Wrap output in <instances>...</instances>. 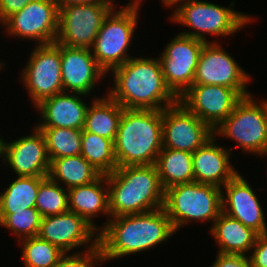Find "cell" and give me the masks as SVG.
I'll list each match as a JSON object with an SVG mask.
<instances>
[{
    "instance_id": "6da1fadb",
    "label": "cell",
    "mask_w": 267,
    "mask_h": 267,
    "mask_svg": "<svg viewBox=\"0 0 267 267\" xmlns=\"http://www.w3.org/2000/svg\"><path fill=\"white\" fill-rule=\"evenodd\" d=\"M176 234L164 208L107 219L100 227L99 245L105 261L142 253Z\"/></svg>"
},
{
    "instance_id": "7a4b0ae2",
    "label": "cell",
    "mask_w": 267,
    "mask_h": 267,
    "mask_svg": "<svg viewBox=\"0 0 267 267\" xmlns=\"http://www.w3.org/2000/svg\"><path fill=\"white\" fill-rule=\"evenodd\" d=\"M114 85L107 95L125 109L163 110L179 99L167 87L159 58H135L110 71Z\"/></svg>"
},
{
    "instance_id": "3957f363",
    "label": "cell",
    "mask_w": 267,
    "mask_h": 267,
    "mask_svg": "<svg viewBox=\"0 0 267 267\" xmlns=\"http://www.w3.org/2000/svg\"><path fill=\"white\" fill-rule=\"evenodd\" d=\"M106 180L110 218L164 207L165 190L155 164L117 167Z\"/></svg>"
},
{
    "instance_id": "277c9868",
    "label": "cell",
    "mask_w": 267,
    "mask_h": 267,
    "mask_svg": "<svg viewBox=\"0 0 267 267\" xmlns=\"http://www.w3.org/2000/svg\"><path fill=\"white\" fill-rule=\"evenodd\" d=\"M162 148V110L123 108L114 140L117 167L156 164Z\"/></svg>"
},
{
    "instance_id": "5b68a950",
    "label": "cell",
    "mask_w": 267,
    "mask_h": 267,
    "mask_svg": "<svg viewBox=\"0 0 267 267\" xmlns=\"http://www.w3.org/2000/svg\"><path fill=\"white\" fill-rule=\"evenodd\" d=\"M174 6L176 8L170 19L177 25L194 30L179 33L205 42H209L206 34L232 36L254 20L249 14L234 10V1H231L229 7L203 0H181Z\"/></svg>"
},
{
    "instance_id": "8992f818",
    "label": "cell",
    "mask_w": 267,
    "mask_h": 267,
    "mask_svg": "<svg viewBox=\"0 0 267 267\" xmlns=\"http://www.w3.org/2000/svg\"><path fill=\"white\" fill-rule=\"evenodd\" d=\"M163 208L175 232L193 221L214 223L222 212V190L195 181L178 184L165 190Z\"/></svg>"
},
{
    "instance_id": "52a82bcc",
    "label": "cell",
    "mask_w": 267,
    "mask_h": 267,
    "mask_svg": "<svg viewBox=\"0 0 267 267\" xmlns=\"http://www.w3.org/2000/svg\"><path fill=\"white\" fill-rule=\"evenodd\" d=\"M115 6L105 17L90 48L97 64L108 74L132 58L129 54L132 37L138 24L137 7Z\"/></svg>"
},
{
    "instance_id": "ba28073f",
    "label": "cell",
    "mask_w": 267,
    "mask_h": 267,
    "mask_svg": "<svg viewBox=\"0 0 267 267\" xmlns=\"http://www.w3.org/2000/svg\"><path fill=\"white\" fill-rule=\"evenodd\" d=\"M214 136L235 141L244 153L267 152V100L257 102L254 96L243 97L233 112L213 130Z\"/></svg>"
},
{
    "instance_id": "9c48e42d",
    "label": "cell",
    "mask_w": 267,
    "mask_h": 267,
    "mask_svg": "<svg viewBox=\"0 0 267 267\" xmlns=\"http://www.w3.org/2000/svg\"><path fill=\"white\" fill-rule=\"evenodd\" d=\"M114 2L69 5L59 9L55 42L71 48L90 49Z\"/></svg>"
},
{
    "instance_id": "30bf717a",
    "label": "cell",
    "mask_w": 267,
    "mask_h": 267,
    "mask_svg": "<svg viewBox=\"0 0 267 267\" xmlns=\"http://www.w3.org/2000/svg\"><path fill=\"white\" fill-rule=\"evenodd\" d=\"M61 44L34 46L23 68L21 82L26 87L33 107L63 91L61 77Z\"/></svg>"
},
{
    "instance_id": "8fae6325",
    "label": "cell",
    "mask_w": 267,
    "mask_h": 267,
    "mask_svg": "<svg viewBox=\"0 0 267 267\" xmlns=\"http://www.w3.org/2000/svg\"><path fill=\"white\" fill-rule=\"evenodd\" d=\"M206 42L176 35L158 57L165 83L179 99L192 85L201 50Z\"/></svg>"
},
{
    "instance_id": "7c38bea8",
    "label": "cell",
    "mask_w": 267,
    "mask_h": 267,
    "mask_svg": "<svg viewBox=\"0 0 267 267\" xmlns=\"http://www.w3.org/2000/svg\"><path fill=\"white\" fill-rule=\"evenodd\" d=\"M251 75L237 63L219 42H206L201 50L193 84L220 85L235 89L242 97L251 95Z\"/></svg>"
},
{
    "instance_id": "4fadbf2b",
    "label": "cell",
    "mask_w": 267,
    "mask_h": 267,
    "mask_svg": "<svg viewBox=\"0 0 267 267\" xmlns=\"http://www.w3.org/2000/svg\"><path fill=\"white\" fill-rule=\"evenodd\" d=\"M59 9L53 0H33L8 17L7 35L36 41V45L54 43L58 32Z\"/></svg>"
},
{
    "instance_id": "5bb4252c",
    "label": "cell",
    "mask_w": 267,
    "mask_h": 267,
    "mask_svg": "<svg viewBox=\"0 0 267 267\" xmlns=\"http://www.w3.org/2000/svg\"><path fill=\"white\" fill-rule=\"evenodd\" d=\"M163 148L194 153L213 136V130L180 101L162 110Z\"/></svg>"
},
{
    "instance_id": "9a60e30c",
    "label": "cell",
    "mask_w": 267,
    "mask_h": 267,
    "mask_svg": "<svg viewBox=\"0 0 267 267\" xmlns=\"http://www.w3.org/2000/svg\"><path fill=\"white\" fill-rule=\"evenodd\" d=\"M242 98L233 88L193 84L179 101L214 130L233 112Z\"/></svg>"
},
{
    "instance_id": "2e32d148",
    "label": "cell",
    "mask_w": 267,
    "mask_h": 267,
    "mask_svg": "<svg viewBox=\"0 0 267 267\" xmlns=\"http://www.w3.org/2000/svg\"><path fill=\"white\" fill-rule=\"evenodd\" d=\"M38 236L65 253L77 248L82 250L83 246L86 247L85 250H89L99 245V232L71 211L42 217Z\"/></svg>"
},
{
    "instance_id": "e0dca14e",
    "label": "cell",
    "mask_w": 267,
    "mask_h": 267,
    "mask_svg": "<svg viewBox=\"0 0 267 267\" xmlns=\"http://www.w3.org/2000/svg\"><path fill=\"white\" fill-rule=\"evenodd\" d=\"M1 158L18 177H47L50 158L45 138L34 126L33 133L7 142L1 140Z\"/></svg>"
},
{
    "instance_id": "ac0fdd59",
    "label": "cell",
    "mask_w": 267,
    "mask_h": 267,
    "mask_svg": "<svg viewBox=\"0 0 267 267\" xmlns=\"http://www.w3.org/2000/svg\"><path fill=\"white\" fill-rule=\"evenodd\" d=\"M221 190L222 212L239 220L258 235L267 232L263 206L243 175L237 173Z\"/></svg>"
},
{
    "instance_id": "d6986e66",
    "label": "cell",
    "mask_w": 267,
    "mask_h": 267,
    "mask_svg": "<svg viewBox=\"0 0 267 267\" xmlns=\"http://www.w3.org/2000/svg\"><path fill=\"white\" fill-rule=\"evenodd\" d=\"M61 77L63 91L90 95L96 83L106 76L91 49L61 45Z\"/></svg>"
},
{
    "instance_id": "ffe728a7",
    "label": "cell",
    "mask_w": 267,
    "mask_h": 267,
    "mask_svg": "<svg viewBox=\"0 0 267 267\" xmlns=\"http://www.w3.org/2000/svg\"><path fill=\"white\" fill-rule=\"evenodd\" d=\"M62 92L35 106L40 113L38 128H70L83 130L89 105L80 93ZM88 105V106H87Z\"/></svg>"
},
{
    "instance_id": "44dd1931",
    "label": "cell",
    "mask_w": 267,
    "mask_h": 267,
    "mask_svg": "<svg viewBox=\"0 0 267 267\" xmlns=\"http://www.w3.org/2000/svg\"><path fill=\"white\" fill-rule=\"evenodd\" d=\"M217 144L213 136L192 153L193 174L195 182L222 188L239 171L231 164V148Z\"/></svg>"
},
{
    "instance_id": "7402d4cb",
    "label": "cell",
    "mask_w": 267,
    "mask_h": 267,
    "mask_svg": "<svg viewBox=\"0 0 267 267\" xmlns=\"http://www.w3.org/2000/svg\"><path fill=\"white\" fill-rule=\"evenodd\" d=\"M68 207L69 211L84 218L100 232L99 225H96L92 218L98 216L100 213L110 217L109 190L106 175H101L92 183L69 188Z\"/></svg>"
},
{
    "instance_id": "603a6c76",
    "label": "cell",
    "mask_w": 267,
    "mask_h": 267,
    "mask_svg": "<svg viewBox=\"0 0 267 267\" xmlns=\"http://www.w3.org/2000/svg\"><path fill=\"white\" fill-rule=\"evenodd\" d=\"M209 230L219 246L218 253L223 254L249 256L258 235L251 228L224 212L220 213Z\"/></svg>"
},
{
    "instance_id": "cb8c5ba5",
    "label": "cell",
    "mask_w": 267,
    "mask_h": 267,
    "mask_svg": "<svg viewBox=\"0 0 267 267\" xmlns=\"http://www.w3.org/2000/svg\"><path fill=\"white\" fill-rule=\"evenodd\" d=\"M91 101L83 129L114 142L123 107L108 95L97 96Z\"/></svg>"
},
{
    "instance_id": "d4e9b609",
    "label": "cell",
    "mask_w": 267,
    "mask_h": 267,
    "mask_svg": "<svg viewBox=\"0 0 267 267\" xmlns=\"http://www.w3.org/2000/svg\"><path fill=\"white\" fill-rule=\"evenodd\" d=\"M101 175L82 155H77L52 159L47 176L69 189L92 183Z\"/></svg>"
},
{
    "instance_id": "484cf974",
    "label": "cell",
    "mask_w": 267,
    "mask_h": 267,
    "mask_svg": "<svg viewBox=\"0 0 267 267\" xmlns=\"http://www.w3.org/2000/svg\"><path fill=\"white\" fill-rule=\"evenodd\" d=\"M155 165L164 190L178 184L194 182L190 152L162 148Z\"/></svg>"
},
{
    "instance_id": "4316f807",
    "label": "cell",
    "mask_w": 267,
    "mask_h": 267,
    "mask_svg": "<svg viewBox=\"0 0 267 267\" xmlns=\"http://www.w3.org/2000/svg\"><path fill=\"white\" fill-rule=\"evenodd\" d=\"M45 177H16L0 193V222L14 211L35 208L40 182Z\"/></svg>"
},
{
    "instance_id": "83f0119b",
    "label": "cell",
    "mask_w": 267,
    "mask_h": 267,
    "mask_svg": "<svg viewBox=\"0 0 267 267\" xmlns=\"http://www.w3.org/2000/svg\"><path fill=\"white\" fill-rule=\"evenodd\" d=\"M81 155L102 175L117 168L114 142L108 138L82 130Z\"/></svg>"
},
{
    "instance_id": "f1b7e54d",
    "label": "cell",
    "mask_w": 267,
    "mask_h": 267,
    "mask_svg": "<svg viewBox=\"0 0 267 267\" xmlns=\"http://www.w3.org/2000/svg\"><path fill=\"white\" fill-rule=\"evenodd\" d=\"M42 132L50 161L81 155L82 130L70 128H39Z\"/></svg>"
},
{
    "instance_id": "f546056e",
    "label": "cell",
    "mask_w": 267,
    "mask_h": 267,
    "mask_svg": "<svg viewBox=\"0 0 267 267\" xmlns=\"http://www.w3.org/2000/svg\"><path fill=\"white\" fill-rule=\"evenodd\" d=\"M18 244L22 247V262L25 267H53L65 254L59 247L39 236L24 238Z\"/></svg>"
},
{
    "instance_id": "4dcf8cb0",
    "label": "cell",
    "mask_w": 267,
    "mask_h": 267,
    "mask_svg": "<svg viewBox=\"0 0 267 267\" xmlns=\"http://www.w3.org/2000/svg\"><path fill=\"white\" fill-rule=\"evenodd\" d=\"M35 208L41 217L62 214L69 211L68 189L45 177L39 185Z\"/></svg>"
},
{
    "instance_id": "1f68e13d",
    "label": "cell",
    "mask_w": 267,
    "mask_h": 267,
    "mask_svg": "<svg viewBox=\"0 0 267 267\" xmlns=\"http://www.w3.org/2000/svg\"><path fill=\"white\" fill-rule=\"evenodd\" d=\"M41 215L36 208H27L24 211H14L8 214L0 225L12 234L16 235L17 240L38 236L41 224Z\"/></svg>"
},
{
    "instance_id": "d6a6232c",
    "label": "cell",
    "mask_w": 267,
    "mask_h": 267,
    "mask_svg": "<svg viewBox=\"0 0 267 267\" xmlns=\"http://www.w3.org/2000/svg\"><path fill=\"white\" fill-rule=\"evenodd\" d=\"M78 250L69 255L65 253L53 267H96L102 262L100 245L82 252Z\"/></svg>"
},
{
    "instance_id": "836d02e7",
    "label": "cell",
    "mask_w": 267,
    "mask_h": 267,
    "mask_svg": "<svg viewBox=\"0 0 267 267\" xmlns=\"http://www.w3.org/2000/svg\"><path fill=\"white\" fill-rule=\"evenodd\" d=\"M249 258L253 267H267V232L257 235Z\"/></svg>"
},
{
    "instance_id": "e575fe53",
    "label": "cell",
    "mask_w": 267,
    "mask_h": 267,
    "mask_svg": "<svg viewBox=\"0 0 267 267\" xmlns=\"http://www.w3.org/2000/svg\"><path fill=\"white\" fill-rule=\"evenodd\" d=\"M211 267H253L249 256L218 253Z\"/></svg>"
},
{
    "instance_id": "d590c367",
    "label": "cell",
    "mask_w": 267,
    "mask_h": 267,
    "mask_svg": "<svg viewBox=\"0 0 267 267\" xmlns=\"http://www.w3.org/2000/svg\"><path fill=\"white\" fill-rule=\"evenodd\" d=\"M33 0H0V24Z\"/></svg>"
},
{
    "instance_id": "8d00e7d4",
    "label": "cell",
    "mask_w": 267,
    "mask_h": 267,
    "mask_svg": "<svg viewBox=\"0 0 267 267\" xmlns=\"http://www.w3.org/2000/svg\"><path fill=\"white\" fill-rule=\"evenodd\" d=\"M57 5L58 9H61L69 5H80L86 3H95V2H115L114 0H53Z\"/></svg>"
},
{
    "instance_id": "74e56055",
    "label": "cell",
    "mask_w": 267,
    "mask_h": 267,
    "mask_svg": "<svg viewBox=\"0 0 267 267\" xmlns=\"http://www.w3.org/2000/svg\"><path fill=\"white\" fill-rule=\"evenodd\" d=\"M143 0H132L130 3H128L127 5H123V7H137V8H141ZM162 2V0H161Z\"/></svg>"
},
{
    "instance_id": "f35d334b",
    "label": "cell",
    "mask_w": 267,
    "mask_h": 267,
    "mask_svg": "<svg viewBox=\"0 0 267 267\" xmlns=\"http://www.w3.org/2000/svg\"><path fill=\"white\" fill-rule=\"evenodd\" d=\"M181 0H162V4H164L163 6H166V7H174V5L179 2Z\"/></svg>"
},
{
    "instance_id": "ab89813d",
    "label": "cell",
    "mask_w": 267,
    "mask_h": 267,
    "mask_svg": "<svg viewBox=\"0 0 267 267\" xmlns=\"http://www.w3.org/2000/svg\"><path fill=\"white\" fill-rule=\"evenodd\" d=\"M3 66L5 67L4 62L3 61H0V71H1L2 68H4Z\"/></svg>"
},
{
    "instance_id": "60d3db41",
    "label": "cell",
    "mask_w": 267,
    "mask_h": 267,
    "mask_svg": "<svg viewBox=\"0 0 267 267\" xmlns=\"http://www.w3.org/2000/svg\"><path fill=\"white\" fill-rule=\"evenodd\" d=\"M1 140H2V138L0 136V158H1Z\"/></svg>"
},
{
    "instance_id": "b9f144b4",
    "label": "cell",
    "mask_w": 267,
    "mask_h": 267,
    "mask_svg": "<svg viewBox=\"0 0 267 267\" xmlns=\"http://www.w3.org/2000/svg\"><path fill=\"white\" fill-rule=\"evenodd\" d=\"M266 155V156H265ZM259 156H262V157H267V152L266 153H264V154H261V155H259Z\"/></svg>"
}]
</instances>
